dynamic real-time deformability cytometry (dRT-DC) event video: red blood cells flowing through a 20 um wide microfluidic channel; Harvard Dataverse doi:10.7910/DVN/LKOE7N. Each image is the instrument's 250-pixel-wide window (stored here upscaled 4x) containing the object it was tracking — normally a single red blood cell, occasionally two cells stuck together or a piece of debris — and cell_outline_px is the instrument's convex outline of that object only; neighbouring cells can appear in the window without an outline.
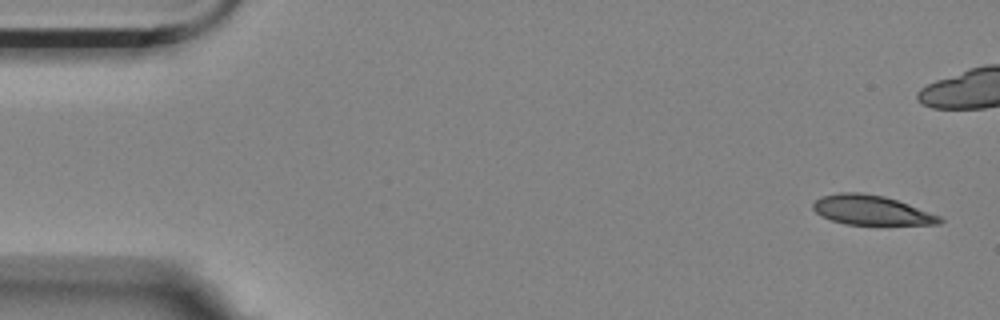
{"species": "Egyptian fruit bat (a non-hibernating species)", "species_latin": "Rousettus aegyptiacus", "temperature_condition": "room temperature", "stored_images_in_passage": 4, "camera_frame_rate_fps": 3000, "um_per_image_px": 0.085, "animal": {"sex": "female"}, "frame": {"image": 1, "passage_image": 1, "time_ms": 0.0, "image_size_px": [1000, 320], "cell_outline_px": [[944, 220], [940, 224], [844, 224], [820, 216], [812, 208], [812, 204], [820, 196], [840, 192], [860, 192], [884, 196], [908, 204], [940, 216]], "centroid_in_image_um": [74.02, 17.85], "position_along_channel_um": 11.0, "area_um2": 21.68}}